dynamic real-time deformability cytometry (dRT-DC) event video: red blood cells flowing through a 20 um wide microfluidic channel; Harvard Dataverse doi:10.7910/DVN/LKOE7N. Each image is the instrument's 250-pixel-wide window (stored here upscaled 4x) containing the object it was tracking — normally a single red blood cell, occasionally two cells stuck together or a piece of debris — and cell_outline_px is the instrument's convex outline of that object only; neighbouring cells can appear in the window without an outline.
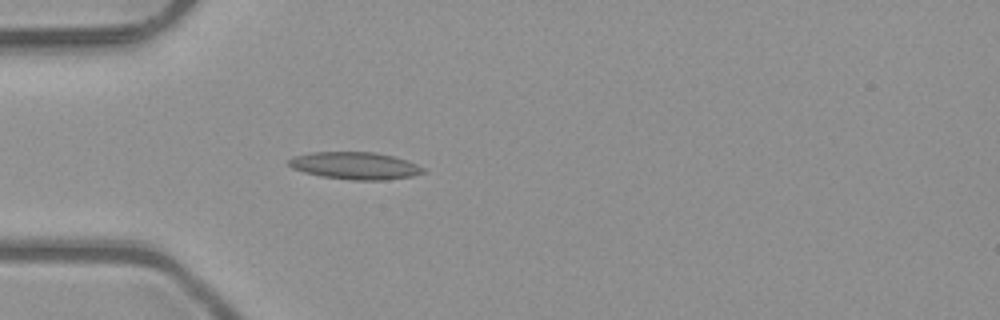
{"species": "common noctule bat (a hibernating species)", "species_latin": "Nyctalus noctula", "temperature_condition": "room temperature", "stored_images_in_passage": 3, "camera_frame_rate_fps": 3000, "um_per_image_px": 0.085, "animal": {"sex": "male", "body_mass_g": 23.1, "forearm_length_mm": 52.7}, "frame": {"image": 1, "passage_image": 3, "time_ms": 0.667, "image_size_px": [1000, 320], "cell_outline_px": [[424, 172], [412, 176], [384, 180], [352, 180], [320, 176], [304, 172], [292, 168], [288, 164], [288, 160], [292, 156], [312, 152], [376, 152], [392, 156], [416, 164], [424, 168]], "centroid_in_image_um": [30.13, 14.08], "position_along_channel_um": 54.9, "area_um2": 21.27}}